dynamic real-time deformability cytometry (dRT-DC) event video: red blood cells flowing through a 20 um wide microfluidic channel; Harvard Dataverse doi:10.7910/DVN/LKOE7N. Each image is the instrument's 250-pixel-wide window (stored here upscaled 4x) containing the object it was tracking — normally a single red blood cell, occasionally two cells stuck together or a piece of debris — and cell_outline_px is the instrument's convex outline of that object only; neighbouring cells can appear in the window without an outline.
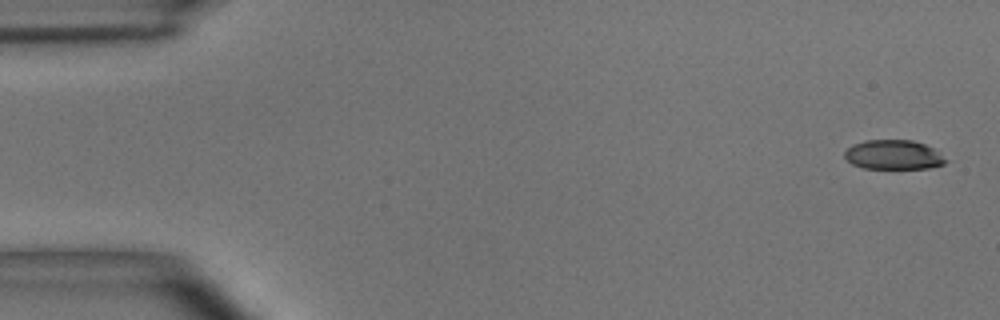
{"species": "common noctule bat (a hibernating species)", "species_latin": "Nyctalus noctula", "temperature_condition": "room temperature", "stored_images_in_passage": 5, "camera_frame_rate_fps": 3000, "um_per_image_px": 0.085, "animal": {"sex": "male", "body_mass_g": 15.6}, "frame": {"image": 1, "passage_image": 1, "time_ms": 0.0, "image_size_px": [1000, 320], "cell_outline_px": [[948, 160], [944, 164], [928, 168], [864, 168], [852, 164], [844, 156], [844, 152], [852, 144], [864, 140], [912, 140], [924, 144], [932, 148]], "centroid_in_image_um": [75.92, 13.15], "position_along_channel_um": 9.1, "area_um2": 17.22}}